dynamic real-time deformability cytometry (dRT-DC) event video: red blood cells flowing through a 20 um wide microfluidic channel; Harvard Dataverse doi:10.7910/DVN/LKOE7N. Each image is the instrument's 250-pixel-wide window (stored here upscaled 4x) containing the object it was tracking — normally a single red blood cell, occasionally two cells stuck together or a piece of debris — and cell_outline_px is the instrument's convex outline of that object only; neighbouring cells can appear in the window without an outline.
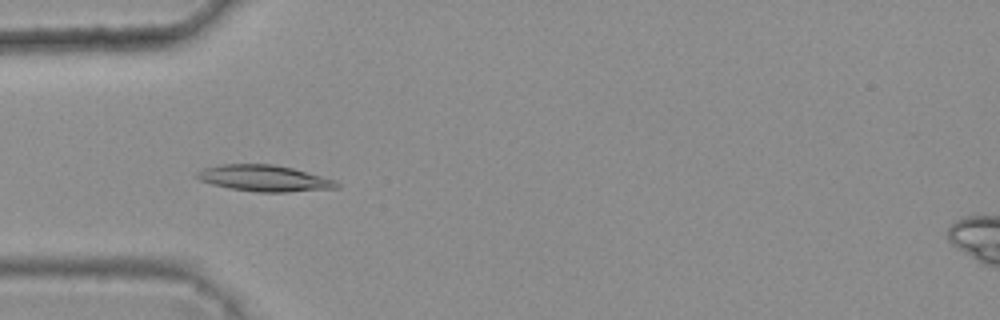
{"species": "common noctule bat (a hibernating species)", "species_latin": "Nyctalus noctula", "temperature_condition": "warm", "stored_images_in_passage": 33, "camera_frame_rate_fps": 3000, "um_per_image_px": 0.085, "animal": {"sex": "female", "body_mass_g": 25.1}, "frame": {"image": 1, "passage_image": 4, "time_ms": 1.0, "image_size_px": [1000, 320], "cell_outline_px": [[340, 188], [288, 192], [256, 192], [228, 188], [212, 184], [200, 180], [196, 176], [196, 172], [204, 168], [220, 164], [276, 164], [292, 168], [336, 180], [340, 184]], "centroid_in_image_um": [22.48, 15.15], "position_along_channel_um": 62.5, "area_um2": 21.5}}
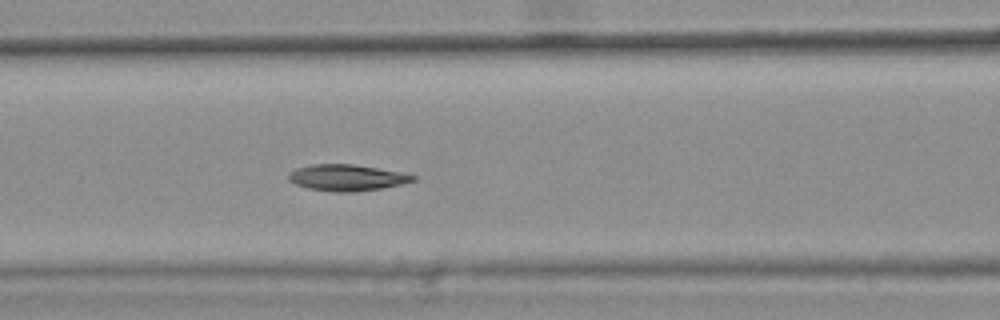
{"frame": {"image": 2, "passage_image": 10, "time_ms": 3.0, "image_size_px": [1000, 320], "cell_outline_px": [[416, 180], [384, 188], [356, 192], [336, 192], [308, 188], [296, 184], [288, 180], [288, 172], [296, 168], [312, 164], [352, 164], [376, 168], [416, 176]], "centroid_in_image_um": [29.43, 15.11], "position_along_channel_um": 137.2, "area_um2": 18.9}}
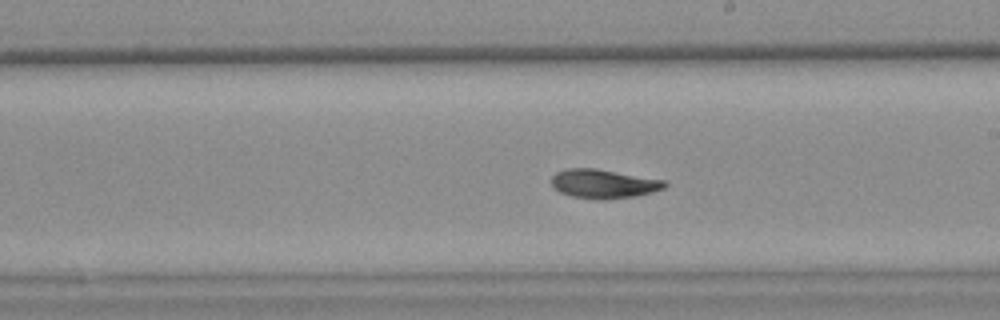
{"frame": {"image": 3, "passage_image": 18, "time_ms": 5.667, "image_size_px": [1000, 320], "cell_outline_px": [[668, 184], [664, 188], [652, 192], [636, 196], [604, 200], [600, 200], [572, 196], [560, 192], [552, 188], [552, 176], [556, 172], [568, 168], [596, 168], [664, 180]], "centroid_in_image_um": [51.29, 15.62], "position_along_channel_um": 237.7, "area_um2": 19.19}, "authors_computed_cell_mechanics": {"area_um2": 18.785, "velocity_mm_per_s": 3.7888, "shape_relaxation_time_tau1_ms": 8.5915, "shape_relaxation_time_tau2_ms": null, "deformation_change_tau1": 0.2182, "deformation_change_tau2": null}}